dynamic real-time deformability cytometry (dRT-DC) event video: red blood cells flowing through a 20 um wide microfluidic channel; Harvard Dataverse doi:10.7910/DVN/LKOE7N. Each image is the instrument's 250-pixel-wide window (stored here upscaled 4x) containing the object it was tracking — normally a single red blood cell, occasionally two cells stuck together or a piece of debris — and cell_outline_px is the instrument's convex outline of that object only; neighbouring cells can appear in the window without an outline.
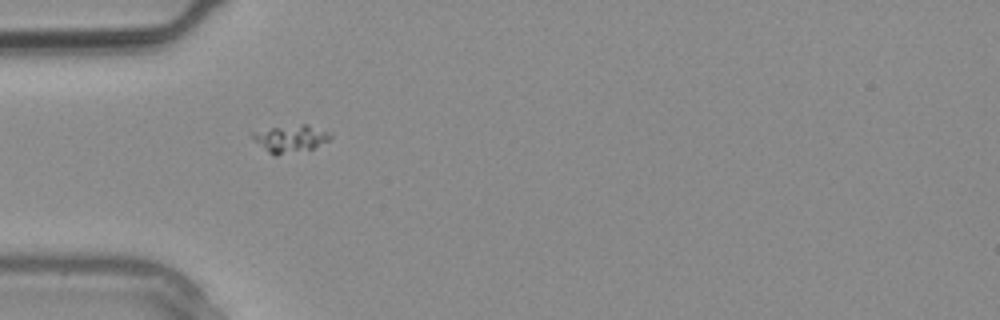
{"species": "common noctule bat (a hibernating species)", "species_latin": "Nyctalus noctula", "temperature_condition": "warm", "stored_images_in_passage": 1, "camera_frame_rate_fps": 3000, "um_per_image_px": 0.085, "animal": {"sex": "male", "body_mass_g": 20.4}, "frame": {"image": 1, "passage_image": 1, "time_ms": 0.0, "image_size_px": [1000, 320], "cell_outline_px": [[332, 136], [328, 140], [312, 148], [276, 156], [268, 152], [252, 136], [252, 132], [272, 128], [300, 124], [308, 124], [332, 132]], "centroid_in_image_um": [24.75, 11.77], "position_along_channel_um": 60.2, "area_um2": 12.08}}